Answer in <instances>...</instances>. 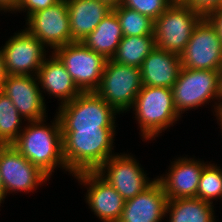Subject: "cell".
I'll return each instance as SVG.
<instances>
[{
    "label": "cell",
    "mask_w": 222,
    "mask_h": 222,
    "mask_svg": "<svg viewBox=\"0 0 222 222\" xmlns=\"http://www.w3.org/2000/svg\"><path fill=\"white\" fill-rule=\"evenodd\" d=\"M214 116L216 117V120L218 123V125L220 126L219 128H221L222 130V107H220L215 113ZM222 132V131H221Z\"/></svg>",
    "instance_id": "d6a6232c"
},
{
    "label": "cell",
    "mask_w": 222,
    "mask_h": 222,
    "mask_svg": "<svg viewBox=\"0 0 222 222\" xmlns=\"http://www.w3.org/2000/svg\"><path fill=\"white\" fill-rule=\"evenodd\" d=\"M185 156L175 158L168 172L156 177L168 199L196 198L203 167L208 162Z\"/></svg>",
    "instance_id": "2e32d148"
},
{
    "label": "cell",
    "mask_w": 222,
    "mask_h": 222,
    "mask_svg": "<svg viewBox=\"0 0 222 222\" xmlns=\"http://www.w3.org/2000/svg\"><path fill=\"white\" fill-rule=\"evenodd\" d=\"M0 90L10 98L24 121L47 118L46 100L37 76L7 75Z\"/></svg>",
    "instance_id": "9a60e30c"
},
{
    "label": "cell",
    "mask_w": 222,
    "mask_h": 222,
    "mask_svg": "<svg viewBox=\"0 0 222 222\" xmlns=\"http://www.w3.org/2000/svg\"><path fill=\"white\" fill-rule=\"evenodd\" d=\"M64 64L81 92H95L100 85L107 59L75 41L53 52Z\"/></svg>",
    "instance_id": "ba28073f"
},
{
    "label": "cell",
    "mask_w": 222,
    "mask_h": 222,
    "mask_svg": "<svg viewBox=\"0 0 222 222\" xmlns=\"http://www.w3.org/2000/svg\"><path fill=\"white\" fill-rule=\"evenodd\" d=\"M155 48L154 36L123 37L112 61L140 68L144 59Z\"/></svg>",
    "instance_id": "603a6c76"
},
{
    "label": "cell",
    "mask_w": 222,
    "mask_h": 222,
    "mask_svg": "<svg viewBox=\"0 0 222 222\" xmlns=\"http://www.w3.org/2000/svg\"><path fill=\"white\" fill-rule=\"evenodd\" d=\"M183 3L203 17H208L222 6V0H184Z\"/></svg>",
    "instance_id": "83f0119b"
},
{
    "label": "cell",
    "mask_w": 222,
    "mask_h": 222,
    "mask_svg": "<svg viewBox=\"0 0 222 222\" xmlns=\"http://www.w3.org/2000/svg\"><path fill=\"white\" fill-rule=\"evenodd\" d=\"M73 177L85 186L89 209L101 222H118L125 205L123 197L95 171H83Z\"/></svg>",
    "instance_id": "5bb4252c"
},
{
    "label": "cell",
    "mask_w": 222,
    "mask_h": 222,
    "mask_svg": "<svg viewBox=\"0 0 222 222\" xmlns=\"http://www.w3.org/2000/svg\"><path fill=\"white\" fill-rule=\"evenodd\" d=\"M56 116L61 129L116 128L119 114L96 92H81L70 102L58 107Z\"/></svg>",
    "instance_id": "5b68a950"
},
{
    "label": "cell",
    "mask_w": 222,
    "mask_h": 222,
    "mask_svg": "<svg viewBox=\"0 0 222 222\" xmlns=\"http://www.w3.org/2000/svg\"><path fill=\"white\" fill-rule=\"evenodd\" d=\"M21 0H0V10L2 13H13L19 6ZM4 11V12H3Z\"/></svg>",
    "instance_id": "4dcf8cb0"
},
{
    "label": "cell",
    "mask_w": 222,
    "mask_h": 222,
    "mask_svg": "<svg viewBox=\"0 0 222 222\" xmlns=\"http://www.w3.org/2000/svg\"><path fill=\"white\" fill-rule=\"evenodd\" d=\"M219 97H220V107H222V68L219 71Z\"/></svg>",
    "instance_id": "e575fe53"
},
{
    "label": "cell",
    "mask_w": 222,
    "mask_h": 222,
    "mask_svg": "<svg viewBox=\"0 0 222 222\" xmlns=\"http://www.w3.org/2000/svg\"><path fill=\"white\" fill-rule=\"evenodd\" d=\"M25 29L46 48L54 52L57 48L75 42L71 38L67 0L39 10L25 18Z\"/></svg>",
    "instance_id": "7c38bea8"
},
{
    "label": "cell",
    "mask_w": 222,
    "mask_h": 222,
    "mask_svg": "<svg viewBox=\"0 0 222 222\" xmlns=\"http://www.w3.org/2000/svg\"><path fill=\"white\" fill-rule=\"evenodd\" d=\"M46 120L28 121L12 145L50 177L57 167L68 170L63 159L59 119L55 114L51 124L46 125Z\"/></svg>",
    "instance_id": "7a4b0ae2"
},
{
    "label": "cell",
    "mask_w": 222,
    "mask_h": 222,
    "mask_svg": "<svg viewBox=\"0 0 222 222\" xmlns=\"http://www.w3.org/2000/svg\"><path fill=\"white\" fill-rule=\"evenodd\" d=\"M22 120L10 98L0 90V145L13 144L18 139Z\"/></svg>",
    "instance_id": "cb8c5ba5"
},
{
    "label": "cell",
    "mask_w": 222,
    "mask_h": 222,
    "mask_svg": "<svg viewBox=\"0 0 222 222\" xmlns=\"http://www.w3.org/2000/svg\"><path fill=\"white\" fill-rule=\"evenodd\" d=\"M196 198L212 204L213 200L218 201L222 198V168L220 166L209 162L203 167Z\"/></svg>",
    "instance_id": "484cf974"
},
{
    "label": "cell",
    "mask_w": 222,
    "mask_h": 222,
    "mask_svg": "<svg viewBox=\"0 0 222 222\" xmlns=\"http://www.w3.org/2000/svg\"><path fill=\"white\" fill-rule=\"evenodd\" d=\"M7 75L37 73L46 58V47L25 28L15 32L2 46Z\"/></svg>",
    "instance_id": "4fadbf2b"
},
{
    "label": "cell",
    "mask_w": 222,
    "mask_h": 222,
    "mask_svg": "<svg viewBox=\"0 0 222 222\" xmlns=\"http://www.w3.org/2000/svg\"><path fill=\"white\" fill-rule=\"evenodd\" d=\"M214 204L198 198L168 199V222H217Z\"/></svg>",
    "instance_id": "7402d4cb"
},
{
    "label": "cell",
    "mask_w": 222,
    "mask_h": 222,
    "mask_svg": "<svg viewBox=\"0 0 222 222\" xmlns=\"http://www.w3.org/2000/svg\"><path fill=\"white\" fill-rule=\"evenodd\" d=\"M144 171L139 160L124 152L109 157L95 172L127 201L155 181L156 178L150 180Z\"/></svg>",
    "instance_id": "30bf717a"
},
{
    "label": "cell",
    "mask_w": 222,
    "mask_h": 222,
    "mask_svg": "<svg viewBox=\"0 0 222 222\" xmlns=\"http://www.w3.org/2000/svg\"><path fill=\"white\" fill-rule=\"evenodd\" d=\"M5 199H6V195H5V191H4L3 183L1 179V174H0V206L4 202Z\"/></svg>",
    "instance_id": "836d02e7"
},
{
    "label": "cell",
    "mask_w": 222,
    "mask_h": 222,
    "mask_svg": "<svg viewBox=\"0 0 222 222\" xmlns=\"http://www.w3.org/2000/svg\"><path fill=\"white\" fill-rule=\"evenodd\" d=\"M6 77H7V74L5 70L4 53H3L2 47H0V89Z\"/></svg>",
    "instance_id": "1f68e13d"
},
{
    "label": "cell",
    "mask_w": 222,
    "mask_h": 222,
    "mask_svg": "<svg viewBox=\"0 0 222 222\" xmlns=\"http://www.w3.org/2000/svg\"><path fill=\"white\" fill-rule=\"evenodd\" d=\"M60 0H21L19 6L17 9L12 13H17L19 11H22L27 13L26 17L28 18L31 14L46 9L47 7L53 6ZM25 10V11H24Z\"/></svg>",
    "instance_id": "f1b7e54d"
},
{
    "label": "cell",
    "mask_w": 222,
    "mask_h": 222,
    "mask_svg": "<svg viewBox=\"0 0 222 222\" xmlns=\"http://www.w3.org/2000/svg\"><path fill=\"white\" fill-rule=\"evenodd\" d=\"M180 69V55L155 47L140 67L142 85L172 89Z\"/></svg>",
    "instance_id": "d6986e66"
},
{
    "label": "cell",
    "mask_w": 222,
    "mask_h": 222,
    "mask_svg": "<svg viewBox=\"0 0 222 222\" xmlns=\"http://www.w3.org/2000/svg\"><path fill=\"white\" fill-rule=\"evenodd\" d=\"M109 4L112 8L119 6L122 3V0H100Z\"/></svg>",
    "instance_id": "d590c367"
},
{
    "label": "cell",
    "mask_w": 222,
    "mask_h": 222,
    "mask_svg": "<svg viewBox=\"0 0 222 222\" xmlns=\"http://www.w3.org/2000/svg\"><path fill=\"white\" fill-rule=\"evenodd\" d=\"M115 132L116 128L61 129L63 159L69 174L96 171L115 155Z\"/></svg>",
    "instance_id": "6da1fadb"
},
{
    "label": "cell",
    "mask_w": 222,
    "mask_h": 222,
    "mask_svg": "<svg viewBox=\"0 0 222 222\" xmlns=\"http://www.w3.org/2000/svg\"><path fill=\"white\" fill-rule=\"evenodd\" d=\"M122 38L119 18L112 10L81 42L108 60L115 55Z\"/></svg>",
    "instance_id": "44dd1931"
},
{
    "label": "cell",
    "mask_w": 222,
    "mask_h": 222,
    "mask_svg": "<svg viewBox=\"0 0 222 222\" xmlns=\"http://www.w3.org/2000/svg\"><path fill=\"white\" fill-rule=\"evenodd\" d=\"M48 57L43 61L37 73V79L42 88L41 92H47L51 98L52 96L58 98L60 101L58 105L61 106L73 100L81 91L59 58L53 52Z\"/></svg>",
    "instance_id": "ac0fdd59"
},
{
    "label": "cell",
    "mask_w": 222,
    "mask_h": 222,
    "mask_svg": "<svg viewBox=\"0 0 222 222\" xmlns=\"http://www.w3.org/2000/svg\"><path fill=\"white\" fill-rule=\"evenodd\" d=\"M181 67L195 70L222 68V41L215 25L203 17L196 25L184 51L180 54Z\"/></svg>",
    "instance_id": "9c48e42d"
},
{
    "label": "cell",
    "mask_w": 222,
    "mask_h": 222,
    "mask_svg": "<svg viewBox=\"0 0 222 222\" xmlns=\"http://www.w3.org/2000/svg\"><path fill=\"white\" fill-rule=\"evenodd\" d=\"M172 3V0H122L121 5L155 21Z\"/></svg>",
    "instance_id": "4316f807"
},
{
    "label": "cell",
    "mask_w": 222,
    "mask_h": 222,
    "mask_svg": "<svg viewBox=\"0 0 222 222\" xmlns=\"http://www.w3.org/2000/svg\"><path fill=\"white\" fill-rule=\"evenodd\" d=\"M71 38L81 42L113 8L100 0H67Z\"/></svg>",
    "instance_id": "ffe728a7"
},
{
    "label": "cell",
    "mask_w": 222,
    "mask_h": 222,
    "mask_svg": "<svg viewBox=\"0 0 222 222\" xmlns=\"http://www.w3.org/2000/svg\"><path fill=\"white\" fill-rule=\"evenodd\" d=\"M203 16L183 2H173L155 21V47L180 55Z\"/></svg>",
    "instance_id": "8992f818"
},
{
    "label": "cell",
    "mask_w": 222,
    "mask_h": 222,
    "mask_svg": "<svg viewBox=\"0 0 222 222\" xmlns=\"http://www.w3.org/2000/svg\"><path fill=\"white\" fill-rule=\"evenodd\" d=\"M141 87L140 68L108 59L95 92L121 114L131 110Z\"/></svg>",
    "instance_id": "52a82bcc"
},
{
    "label": "cell",
    "mask_w": 222,
    "mask_h": 222,
    "mask_svg": "<svg viewBox=\"0 0 222 222\" xmlns=\"http://www.w3.org/2000/svg\"><path fill=\"white\" fill-rule=\"evenodd\" d=\"M0 174L5 195L34 192L51 178L12 145H0Z\"/></svg>",
    "instance_id": "8fae6325"
},
{
    "label": "cell",
    "mask_w": 222,
    "mask_h": 222,
    "mask_svg": "<svg viewBox=\"0 0 222 222\" xmlns=\"http://www.w3.org/2000/svg\"><path fill=\"white\" fill-rule=\"evenodd\" d=\"M168 198L157 179L134 198L125 201L118 222H162Z\"/></svg>",
    "instance_id": "e0dca14e"
},
{
    "label": "cell",
    "mask_w": 222,
    "mask_h": 222,
    "mask_svg": "<svg viewBox=\"0 0 222 222\" xmlns=\"http://www.w3.org/2000/svg\"><path fill=\"white\" fill-rule=\"evenodd\" d=\"M121 24L123 37L154 36V20L121 4L113 8Z\"/></svg>",
    "instance_id": "d4e9b609"
},
{
    "label": "cell",
    "mask_w": 222,
    "mask_h": 222,
    "mask_svg": "<svg viewBox=\"0 0 222 222\" xmlns=\"http://www.w3.org/2000/svg\"><path fill=\"white\" fill-rule=\"evenodd\" d=\"M173 2H183L184 0H172Z\"/></svg>",
    "instance_id": "8d00e7d4"
},
{
    "label": "cell",
    "mask_w": 222,
    "mask_h": 222,
    "mask_svg": "<svg viewBox=\"0 0 222 222\" xmlns=\"http://www.w3.org/2000/svg\"><path fill=\"white\" fill-rule=\"evenodd\" d=\"M172 91L175 108L181 116L189 109L196 110L211 102L214 113L220 108L219 71L181 67Z\"/></svg>",
    "instance_id": "277c9868"
},
{
    "label": "cell",
    "mask_w": 222,
    "mask_h": 222,
    "mask_svg": "<svg viewBox=\"0 0 222 222\" xmlns=\"http://www.w3.org/2000/svg\"><path fill=\"white\" fill-rule=\"evenodd\" d=\"M209 20L215 25L222 41V6L213 11L209 16Z\"/></svg>",
    "instance_id": "f546056e"
},
{
    "label": "cell",
    "mask_w": 222,
    "mask_h": 222,
    "mask_svg": "<svg viewBox=\"0 0 222 222\" xmlns=\"http://www.w3.org/2000/svg\"><path fill=\"white\" fill-rule=\"evenodd\" d=\"M131 109L141 130L142 141L155 140L181 118L175 108L173 91L167 87L142 85Z\"/></svg>",
    "instance_id": "3957f363"
}]
</instances>
